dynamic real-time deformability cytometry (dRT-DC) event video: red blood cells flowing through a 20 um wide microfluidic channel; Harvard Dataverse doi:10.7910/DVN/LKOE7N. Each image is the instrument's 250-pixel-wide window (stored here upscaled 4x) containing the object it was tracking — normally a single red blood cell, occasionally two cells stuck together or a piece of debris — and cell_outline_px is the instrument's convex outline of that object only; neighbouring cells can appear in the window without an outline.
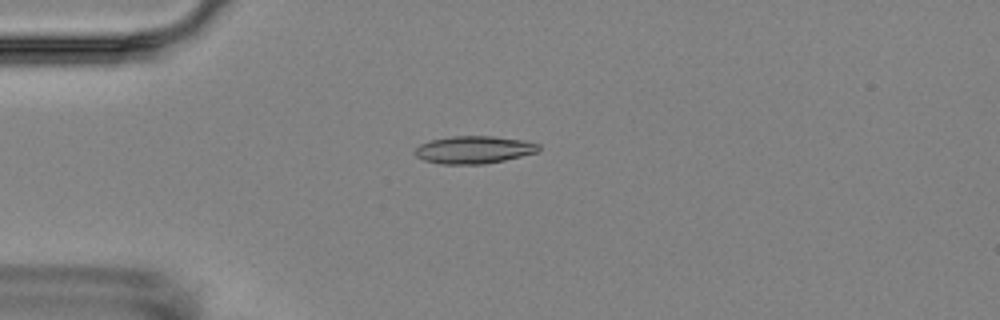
{"species": "Egyptian fruit bat (a non-hibernating species)", "species_latin": "Rousettus aegyptiacus", "temperature_condition": "room temperature", "stored_images_in_passage": 15, "camera_frame_rate_fps": 3000, "um_per_image_px": 0.085, "animal": {"sex": "female"}, "frame": {"image": 1, "passage_image": 3, "time_ms": 3.0, "image_size_px": [1000, 320], "cell_outline_px": [[540, 148], [536, 152], [504, 160], [484, 164], [440, 164], [424, 160], [416, 156], [416, 148], [420, 144], [432, 140], [452, 136], [492, 136], [524, 140], [540, 144]], "centroid_in_image_um": [40.29, 12.73], "position_along_channel_um": 44.7, "area_um2": 19.71}}
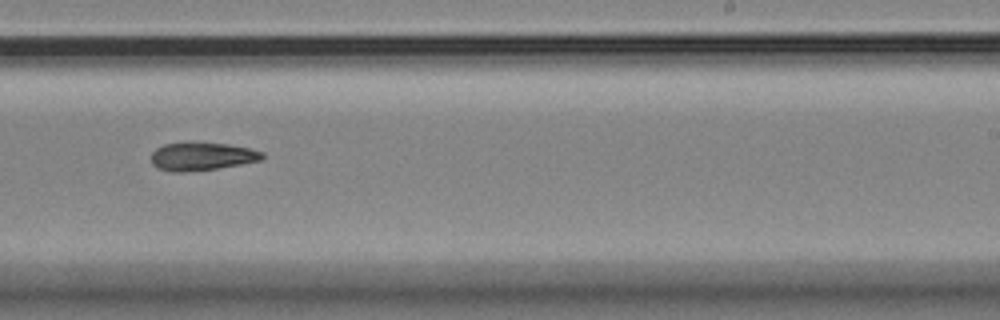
{"frame": {"image": 2, "passage_image": 9, "time_ms": 10.0, "image_size_px": [1000, 320], "cell_outline_px": [[264, 156], [260, 160], [240, 164], [216, 168], [180, 172], [172, 172], [156, 168], [152, 164], [152, 152], [156, 148], [164, 144], [192, 140], [228, 144], [248, 148], [264, 152]], "centroid_in_image_um": [17.11, 13.26], "position_along_channel_um": 271.9, "area_um2": 18.5}}
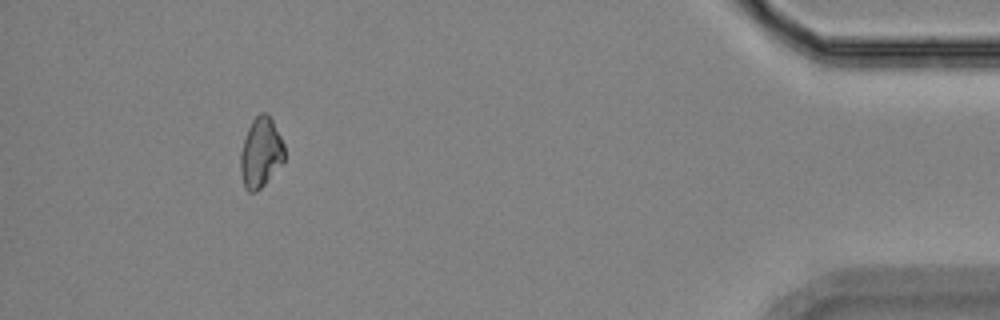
{"frame": {"image": 3, "passage_image": 14, "time_ms": 15.667, "image_size_px": [1000, 320], "cell_outline_px": [[284, 160], [264, 184], [256, 192], [248, 192], [244, 188], [240, 172], [240, 152], [248, 128], [252, 120], [260, 112], [268, 112], [284, 144]], "centroid_in_image_um": [22.14, 12.97], "position_along_channel_um": 413.1, "area_um2": 17.86}, "authors_computed_cell_mechanics": {"area_um2": 18.496, "velocity_mm_per_s": 3.5168, "shape_relaxation_time_tau1_ms": null, "shape_relaxation_time_tau2_ms": 6.506, "deformation_change_tau1": null, "deformation_change_tau2": 0.1383}}